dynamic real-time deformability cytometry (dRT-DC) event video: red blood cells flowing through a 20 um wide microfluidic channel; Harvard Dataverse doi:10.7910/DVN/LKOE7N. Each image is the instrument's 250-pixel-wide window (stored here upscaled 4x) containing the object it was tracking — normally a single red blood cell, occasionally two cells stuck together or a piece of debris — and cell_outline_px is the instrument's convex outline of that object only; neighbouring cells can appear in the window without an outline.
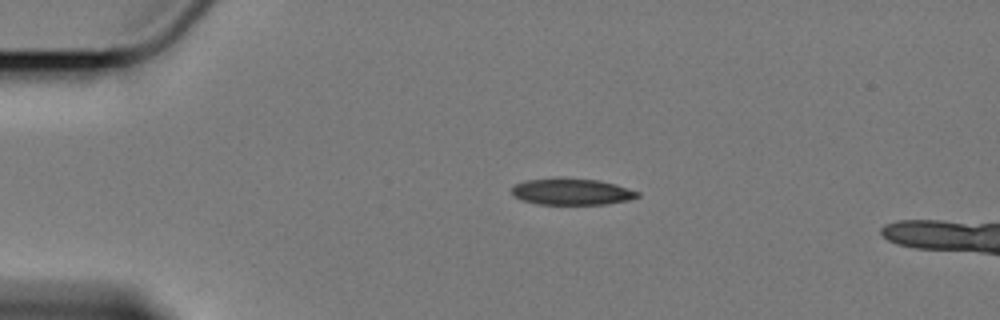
{"species": "Egyptian fruit bat (a non-hibernating species)", "species_latin": "Rousettus aegyptiacus", "temperature_condition": "cold", "stored_images_in_passage": 47, "camera_frame_rate_fps": 3000, "um_per_image_px": 0.085, "animal": {"sex": "female"}, "frame": {"image": 1, "passage_image": 1, "time_ms": 0.0, "image_size_px": [1000, 320], "cell_outline_px": [[640, 196], [628, 200], [604, 204], [536, 204], [524, 200], [516, 196], [512, 192], [512, 188], [516, 184], [528, 180], [560, 176], [600, 180], [616, 184], [640, 192]], "centroid_in_image_um": [48.63, 16.27], "position_along_channel_um": 36.4, "area_um2": 19.59}}
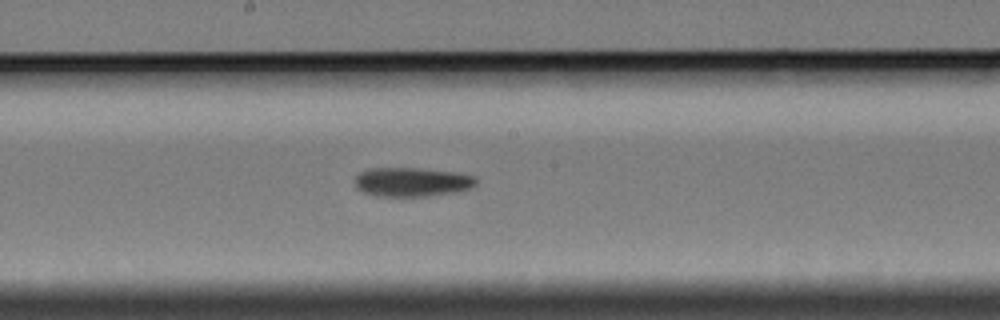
{"frame": {"image": 2, "passage_image": 20, "time_ms": 6.333, "image_size_px": [1000, 320], "cell_outline_px": [[476, 184], [472, 188], [452, 192], [428, 196], [380, 196], [364, 192], [356, 188], [356, 176], [360, 172], [368, 168], [420, 168], [456, 172], [476, 176]], "centroid_in_image_um": [35.03, 15.45], "position_along_channel_um": 213.2, "area_um2": 20.52}}
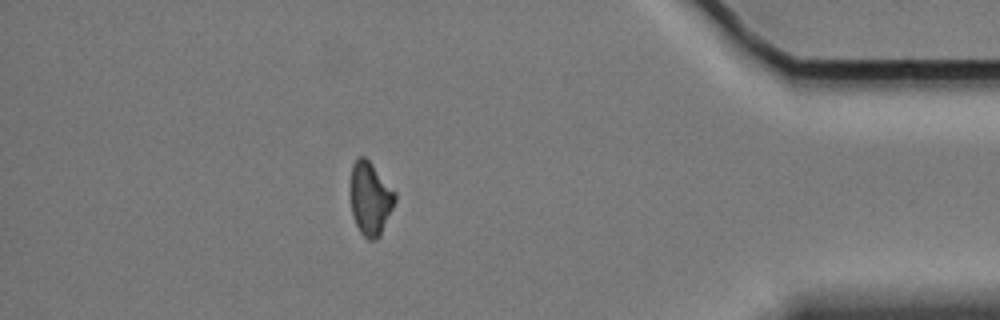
{"frame": {"image": 3, "passage_image": 40, "time_ms": 13.0, "image_size_px": [1000, 320], "cell_outline_px": [[396, 200], [380, 236], [376, 240], [368, 240], [360, 232], [356, 224], [352, 212], [352, 164], [360, 156], [364, 156], [372, 164], [396, 192]], "centroid_in_image_um": [31.5, 16.9], "position_along_channel_um": 403.7, "area_um2": 18.61}}